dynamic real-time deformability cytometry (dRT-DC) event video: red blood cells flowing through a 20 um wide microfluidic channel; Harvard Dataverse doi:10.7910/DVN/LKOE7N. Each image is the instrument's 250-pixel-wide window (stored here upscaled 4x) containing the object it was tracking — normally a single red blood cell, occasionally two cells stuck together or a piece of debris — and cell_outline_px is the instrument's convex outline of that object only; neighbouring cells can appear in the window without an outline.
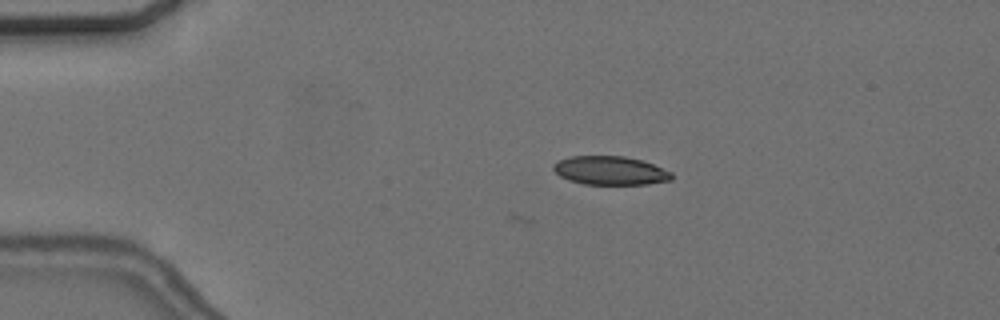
{"species": "common noctule bat (a hibernating species)", "species_latin": "Nyctalus noctula", "temperature_condition": "cold", "stored_images_in_passage": 6, "camera_frame_rate_fps": 3000, "um_per_image_px": 0.085, "animal": {"sex": "female", "body_mass_g": 24.6, "forearm_length_mm": 56.2}, "frame": {"image": 1, "passage_image": 1, "time_ms": 0.0, "image_size_px": [1000, 320], "cell_outline_px": [[672, 180], [648, 184], [584, 184], [568, 180], [560, 176], [552, 168], [552, 164], [556, 160], [568, 156], [624, 156], [640, 160], [652, 164], [672, 172]], "centroid_in_image_um": [51.82, 14.49], "position_along_channel_um": 33.2, "area_um2": 19.83}}